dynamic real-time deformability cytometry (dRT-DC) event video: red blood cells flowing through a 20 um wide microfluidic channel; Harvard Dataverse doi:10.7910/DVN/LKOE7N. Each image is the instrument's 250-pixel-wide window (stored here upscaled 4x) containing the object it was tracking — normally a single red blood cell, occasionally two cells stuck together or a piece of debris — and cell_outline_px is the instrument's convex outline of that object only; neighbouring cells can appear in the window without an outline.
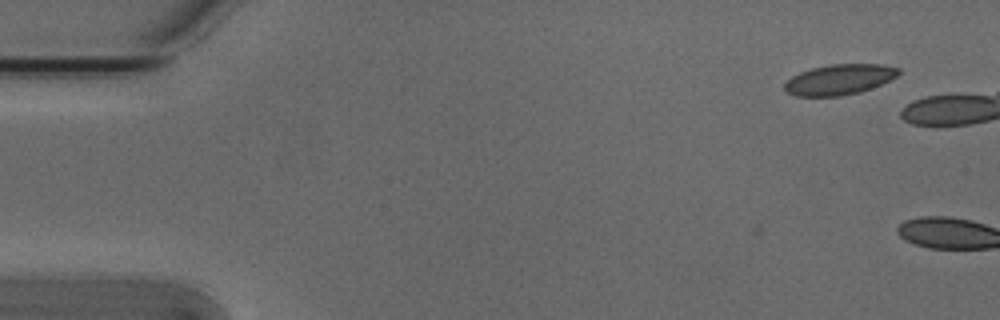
{"species": "Egyptian fruit bat (a non-hibernating species)", "species_latin": "Rousettus aegyptiacus", "temperature_condition": "cold", "stored_images_in_passage": 2, "camera_frame_rate_fps": 3000, "um_per_image_px": 0.085, "animal": {"sex": "male"}, "frame": {"image": 1, "passage_image": 1, "time_ms": 0.0, "image_size_px": [1000, 320], "cell_outline_px": [[900, 72], [896, 76], [880, 84], [860, 92], [840, 96], [796, 96], [788, 92], [784, 88], [784, 84], [792, 76], [800, 72], [812, 68], [828, 64], [884, 64], [900, 68]], "centroid_in_image_um": [71.34, 6.75], "position_along_channel_um": 13.7, "area_um2": 20.11}}